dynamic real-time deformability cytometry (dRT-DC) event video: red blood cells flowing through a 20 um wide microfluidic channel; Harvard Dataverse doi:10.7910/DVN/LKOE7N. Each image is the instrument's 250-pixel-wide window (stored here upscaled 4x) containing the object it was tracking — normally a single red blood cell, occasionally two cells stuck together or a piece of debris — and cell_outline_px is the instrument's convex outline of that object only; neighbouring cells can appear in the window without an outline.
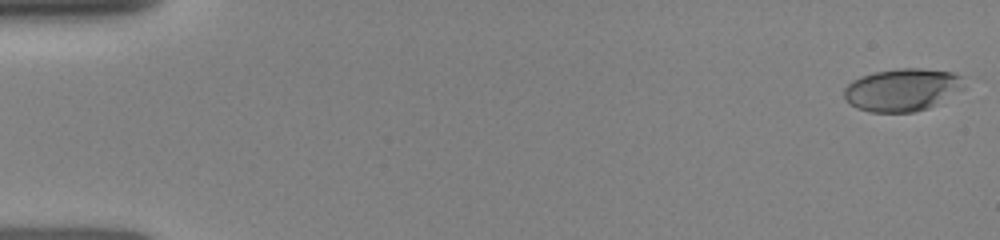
{"species": "human", "species_latin": "Homo sapiens", "temperature_condition": "room temperature", "stored_images_in_passage": 26, "camera_frame_rate_fps": 3000, "um_per_image_px": 0.085, "donor": {"sex": "female"}, "frame": {"image": 1, "passage_image": 1, "time_ms": 0.0, "image_size_px": [1000, 240], "cell_outline_px": [[964, 88], [928, 108], [912, 112], [872, 112], [856, 108], [844, 96], [844, 88], [852, 80], [860, 76], [876, 72], [896, 68], [920, 68], [952, 72], [964, 76]], "centroid_in_image_um": [76.7, 7.61], "position_along_channel_um": 8.3, "area_um2": 29.71}}
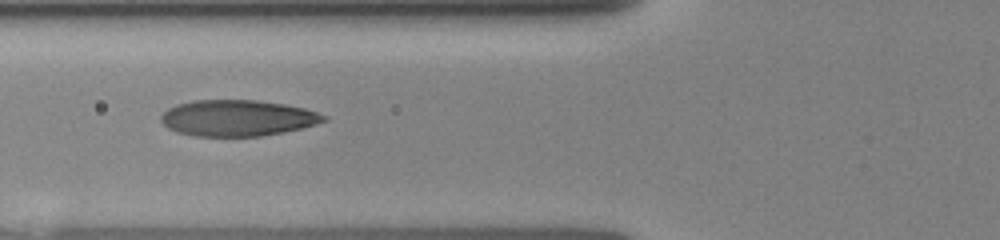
{"frame": {"image": 2, "passage_image": 16, "time_ms": 6.0, "image_size_px": [1000, 240], "cell_outline_px": [[328, 120], [316, 124], [300, 128], [260, 136], [196, 136], [176, 132], [168, 128], [160, 120], [160, 116], [168, 108], [176, 104], [192, 100], [256, 100], [284, 104], [304, 108], [328, 116]], "centroid_in_image_um": [20.16, 10.02], "position_along_channel_um": 105.6, "area_um2": 34.22}}
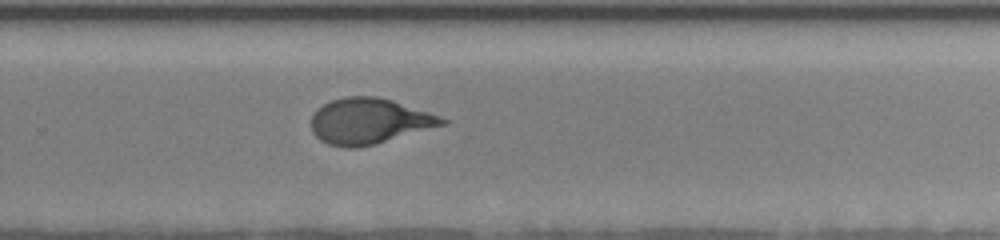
{"frame": {"image": 3, "passage_image": 26, "time_ms": 10.667, "image_size_px": [1000, 240], "cell_outline_px": [[448, 124], [372, 144], [356, 148], [344, 148], [328, 144], [320, 140], [312, 132], [312, 116], [324, 104], [332, 100], [344, 96], [376, 96], [392, 100], [440, 116], [448, 120]], "centroid_in_image_um": [31.38, 10.29], "position_along_channel_um": 298.4, "area_um2": 34.51}}